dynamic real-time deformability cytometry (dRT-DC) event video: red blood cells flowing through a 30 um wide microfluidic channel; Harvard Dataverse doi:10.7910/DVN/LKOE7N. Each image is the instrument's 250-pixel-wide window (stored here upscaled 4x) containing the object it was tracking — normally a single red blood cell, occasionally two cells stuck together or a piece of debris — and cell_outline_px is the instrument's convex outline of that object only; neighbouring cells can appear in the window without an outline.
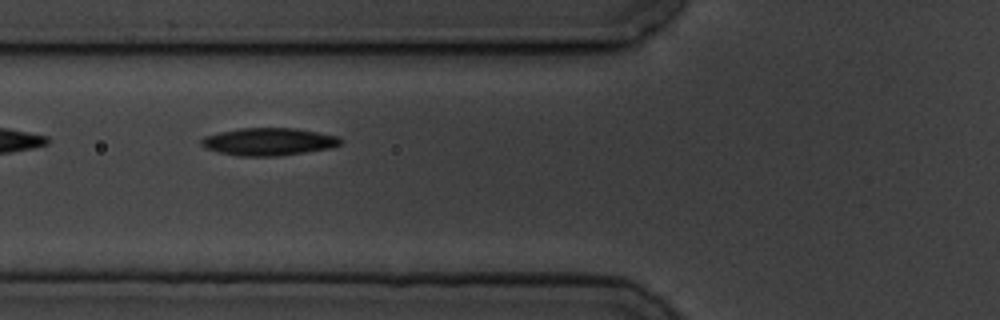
{"species": "common noctule bat (a hibernating species)", "species_latin": "Nyctalus noctula", "temperature_condition": "cold", "stored_images_in_passage": 15, "camera_frame_rate_fps": 3000, "um_per_image_px": 0.085, "animal": {"sex": "male", "body_mass_g": 19.5, "forearm_length_mm": 54.6}, "frame": {"image": 1, "passage_image": 6, "time_ms": 6.667, "image_size_px": [1000, 320], "cell_outline_px": [[344, 140], [340, 144], [328, 148], [304, 152], [276, 156], [236, 156], [204, 148], [200, 144], [200, 140], [204, 136], [220, 132], [240, 128], [296, 128], [340, 136]], "centroid_in_image_um": [22.82, 12.03], "position_along_channel_um": 103.0, "area_um2": 22.37}}
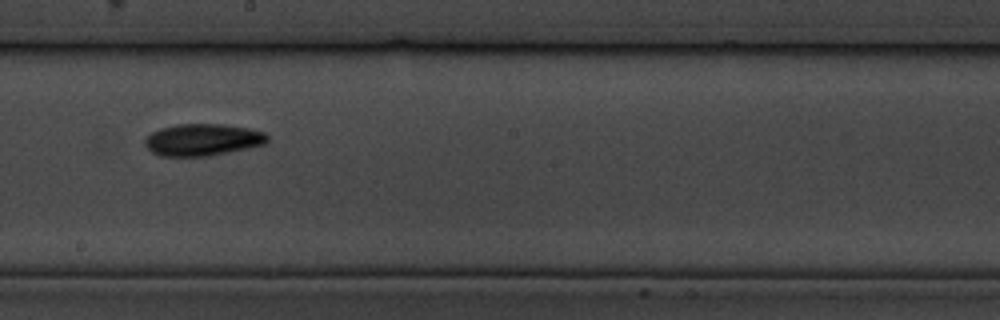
{"frame": {"image": 2, "passage_image": 9, "time_ms": 10.333, "image_size_px": [1000, 320], "cell_outline_px": [[268, 140], [264, 144], [248, 148], [208, 156], [160, 156], [152, 152], [144, 144], [144, 140], [152, 132], [160, 128], [176, 124], [224, 124], [248, 128], [264, 132], [268, 136]], "centroid_in_image_um": [17.21, 11.87], "position_along_channel_um": 231.0, "area_um2": 22.77}}
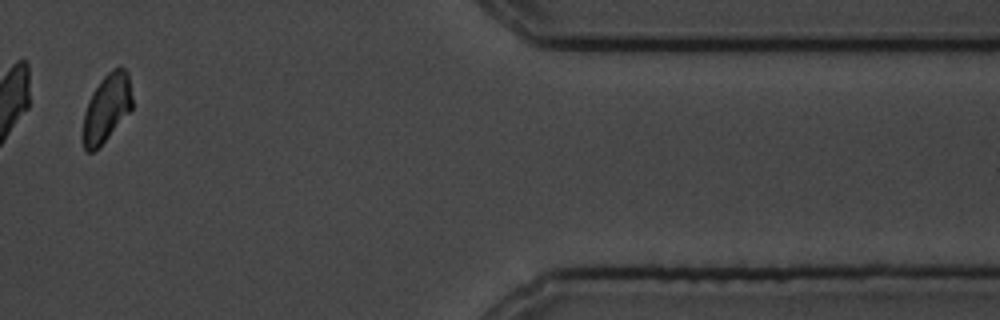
{"frame": {"image": 3, "passage_image": 14, "time_ms": 16.333, "image_size_px": [1000, 320], "cell_outline_px": [[132, 108], [100, 148], [92, 152], [84, 152], [80, 140], [80, 136], [84, 112], [88, 100], [92, 92], [100, 80], [112, 68], [120, 64], [128, 72], [132, 96]], "centroid_in_image_um": [9.01, 9.23], "position_along_channel_um": 402.4, "area_um2": 20.29}, "authors_computed_cell_mechanics": {"area_um2": 22.3686, "velocity_mm_per_s": 3.4998, "shape_relaxation_time_tau1_ms": 2.5666, "shape_relaxation_time_tau2_ms": 4.3378, "deformation_change_tau1": 0.0803, "deformation_change_tau2": 0.0753}}